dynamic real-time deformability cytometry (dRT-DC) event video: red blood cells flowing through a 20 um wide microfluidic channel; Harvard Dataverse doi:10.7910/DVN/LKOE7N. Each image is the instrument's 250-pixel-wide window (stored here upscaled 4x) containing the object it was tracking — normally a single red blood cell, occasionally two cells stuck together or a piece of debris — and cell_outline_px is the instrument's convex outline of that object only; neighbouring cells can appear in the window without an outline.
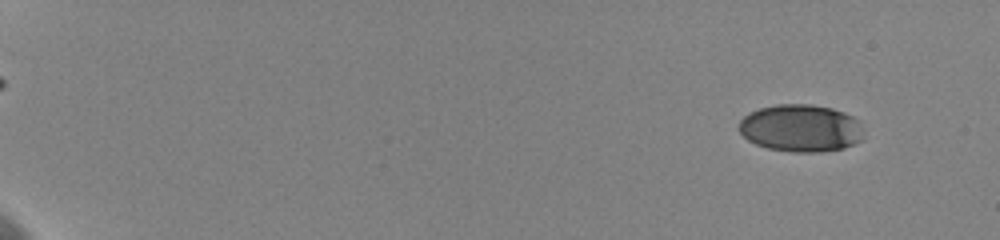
{"species": "human", "species_latin": "Homo sapiens", "temperature_condition": "cold", "stored_images_in_passage": 17, "camera_frame_rate_fps": 3000, "um_per_image_px": 0.085, "donor": {"sex": "female"}, "frame": {"image": 1, "passage_image": 4, "time_ms": 1.667, "image_size_px": [1000, 240], "cell_outline_px": [[864, 140], [844, 148], [820, 152], [792, 152], [768, 148], [756, 144], [748, 140], [740, 132], [740, 120], [748, 112], [760, 108], [776, 104], [812, 104], [832, 108], [844, 112], [852, 116], [856, 120], [860, 128]], "centroid_in_image_um": [68.06, 10.89], "position_along_channel_um": 16.9, "area_um2": 34.45}}
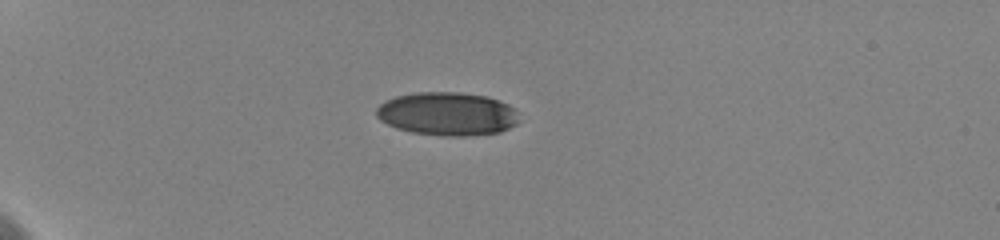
{"frame": {"image": 2, "passage_image": 13, "time_ms": 6.0, "image_size_px": [1000, 240], "cell_outline_px": [[520, 120], [516, 124], [500, 132], [464, 136], [444, 136], [412, 132], [396, 128], [380, 120], [376, 116], [376, 108], [384, 100], [396, 96], [416, 92], [460, 92], [488, 96], [508, 104], [516, 108]], "centroid_in_image_um": [38.03, 9.67], "position_along_channel_um": 47.0, "area_um2": 36.36}}